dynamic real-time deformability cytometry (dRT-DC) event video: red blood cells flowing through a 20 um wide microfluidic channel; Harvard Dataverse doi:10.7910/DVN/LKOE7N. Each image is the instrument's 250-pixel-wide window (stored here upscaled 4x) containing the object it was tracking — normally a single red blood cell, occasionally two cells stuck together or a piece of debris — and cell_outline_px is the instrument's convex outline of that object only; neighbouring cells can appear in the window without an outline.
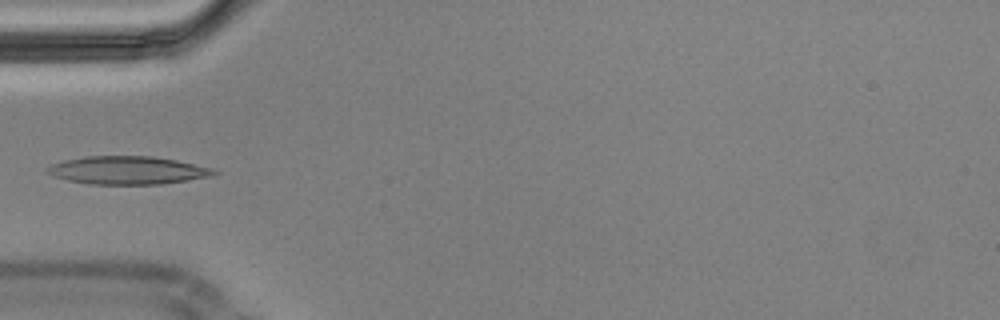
{"species": "Egyptian fruit bat (a non-hibernating species)", "species_latin": "Rousettus aegyptiacus", "temperature_condition": "cold", "stored_images_in_passage": 5, "camera_frame_rate_fps": 3000, "um_per_image_px": 0.085, "animal": {"sex": "male"}, "frame": {"image": 1, "passage_image": 5, "time_ms": 1.333, "image_size_px": [1000, 320], "cell_outline_px": [[220, 172], [212, 176], [188, 180], [160, 184], [88, 184], [68, 180], [52, 176], [44, 168], [52, 164], [64, 160], [84, 156], [152, 156], [176, 160], [212, 168]], "centroid_in_image_um": [10.83, 14.47], "position_along_channel_um": 74.2, "area_um2": 27.28}}